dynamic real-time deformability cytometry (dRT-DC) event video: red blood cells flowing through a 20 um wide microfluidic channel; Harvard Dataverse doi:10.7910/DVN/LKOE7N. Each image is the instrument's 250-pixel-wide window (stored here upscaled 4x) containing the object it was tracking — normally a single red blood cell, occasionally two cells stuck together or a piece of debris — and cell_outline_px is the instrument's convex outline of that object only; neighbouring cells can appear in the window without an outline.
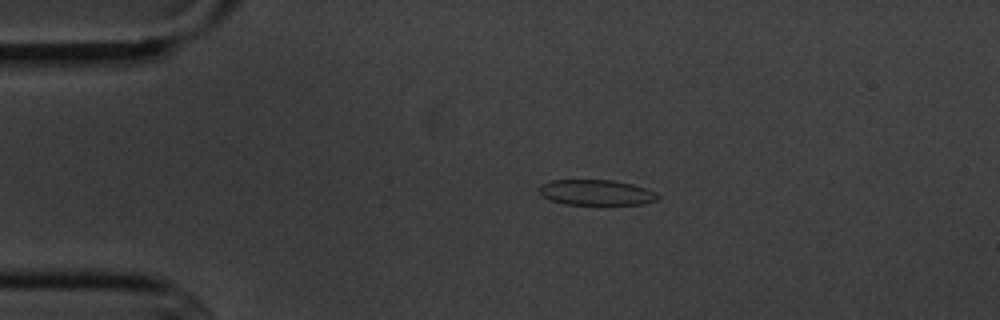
{"species": "common noctule bat (a hibernating species)", "species_latin": "Nyctalus noctula", "temperature_condition": "cold", "stored_images_in_passage": 5, "camera_frame_rate_fps": 3000, "um_per_image_px": 0.085, "animal": {"sex": "male", "body_mass_g": 20.1, "forearm_length_mm": 53.5}, "frame": {"image": 1, "passage_image": 4, "time_ms": 3.333, "image_size_px": [1000, 320], "cell_outline_px": [[660, 196], [656, 200], [644, 204], [564, 204], [552, 200], [544, 196], [540, 192], [540, 184], [548, 180], [612, 180], [632, 184], [656, 192]], "centroid_in_image_um": [50.69, 16.35], "position_along_channel_um": 34.3, "area_um2": 17.46}}